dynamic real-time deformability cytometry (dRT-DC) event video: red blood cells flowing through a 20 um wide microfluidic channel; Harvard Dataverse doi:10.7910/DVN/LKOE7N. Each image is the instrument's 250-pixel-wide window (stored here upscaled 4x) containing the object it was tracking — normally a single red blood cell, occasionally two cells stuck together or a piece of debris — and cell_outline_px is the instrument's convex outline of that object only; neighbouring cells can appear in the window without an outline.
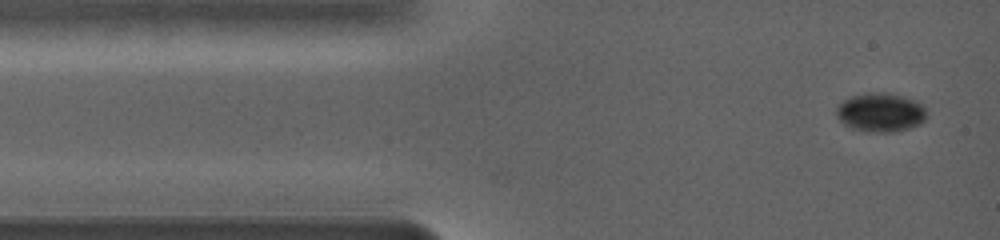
{"species": "common noctule bat (a hibernating species)", "species_latin": "Nyctalus noctula", "temperature_condition": "warm", "stored_images_in_passage": 61, "camera_frame_rate_fps": 5000, "um_per_image_px": 0.085, "animal": {"sex": "female", "body_mass_g": 19.0, "forearm_length_mm": 56.7}, "frame": {"image": 1, "passage_image": 2, "time_ms": 0.4, "image_size_px": [1000, 240], "cell_outline_px": [[928, 116], [920, 124], [896, 132], [868, 132], [852, 128], [844, 124], [836, 116], [836, 108], [844, 100], [852, 96], [868, 92], [880, 92], [900, 96], [916, 100], [924, 108]], "centroid_in_image_um": [74.84, 9.56], "position_along_channel_um": 10.2, "area_um2": 20.4}}
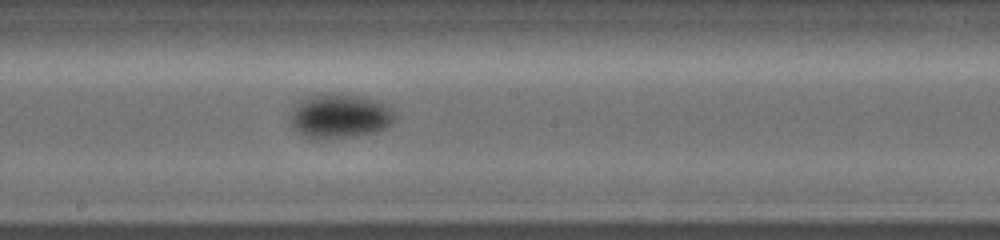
{"frame": {"image": 2, "passage_image": 26, "time_ms": 7.6, "image_size_px": [1000, 240], "cell_outline_px": [[392, 120], [384, 128], [376, 132], [356, 136], [324, 140], [312, 140], [304, 136], [292, 124], [292, 120], [296, 112], [304, 104], [320, 96], [348, 96], [368, 100], [376, 104], [388, 112], [392, 116]], "centroid_in_image_um": [28.87, 10.02], "position_along_channel_um": 219.3, "area_um2": 24.04}}
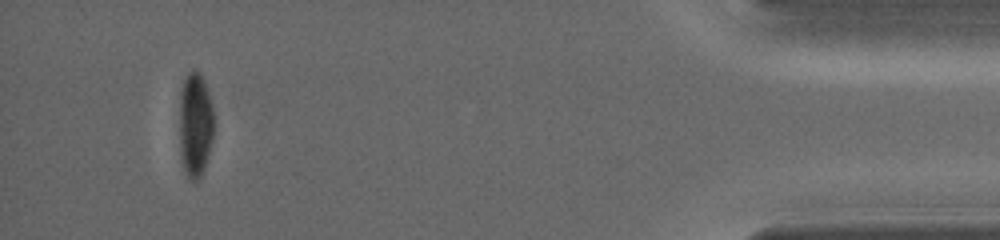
{"frame": {"image": 3, "passage_image": 61, "time_ms": 15.4, "image_size_px": [1000, 240], "cell_outline_px": [[212, 140], [204, 168], [200, 180], [188, 180], [184, 172], [180, 160], [180, 92], [184, 76], [192, 68], [196, 68], [200, 72], [208, 92], [212, 108]], "centroid_in_image_um": [16.56, 10.6], "position_along_channel_um": 418.6, "area_um2": 21.21}, "authors_computed_cell_mechanics": {"area_um2": 22.0796, "velocity_mm_per_s": 3.7056, "shape_relaxation_time_tau1_ms": 2.5519, "shape_relaxation_time_tau2_ms": null, "deformation_change_tau1": 0.1408, "deformation_change_tau2": null}}